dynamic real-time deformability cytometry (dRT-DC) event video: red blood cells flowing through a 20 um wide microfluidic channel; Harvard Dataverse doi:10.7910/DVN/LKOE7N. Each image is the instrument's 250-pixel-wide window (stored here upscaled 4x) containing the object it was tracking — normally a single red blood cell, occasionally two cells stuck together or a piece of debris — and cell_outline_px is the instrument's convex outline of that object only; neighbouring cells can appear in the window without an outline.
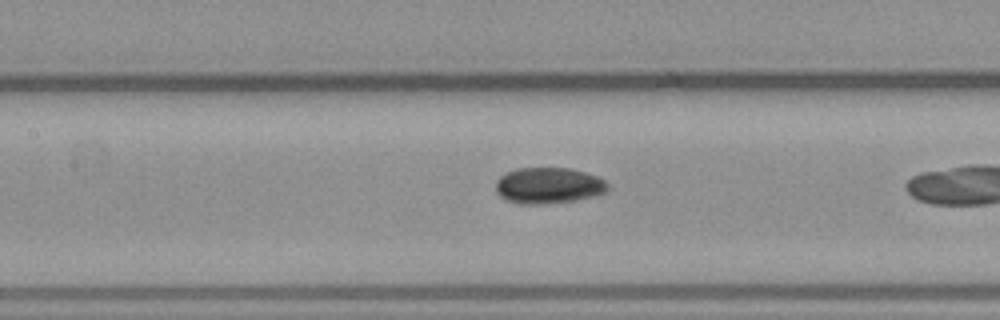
{"species": "common noctule bat (a hibernating species)", "species_latin": "Nyctalus noctula", "temperature_condition": "warm", "stored_images_in_passage": 16, "camera_frame_rate_fps": 3000, "um_per_image_px": 0.085, "animal": {"sex": "male", "body_mass_g": 23.1, "forearm_length_mm": 52.7}, "frame": {"image": 1, "passage_image": 12, "time_ms": 3.667, "image_size_px": [1000, 320], "cell_outline_px": [[608, 188], [604, 192], [592, 196], [576, 200], [544, 204], [520, 204], [504, 200], [496, 192], [496, 180], [500, 176], [516, 168], [568, 168], [584, 172], [596, 176], [604, 180], [608, 184]], "centroid_in_image_um": [46.57, 15.78], "position_along_channel_um": 160.8, "area_um2": 23.52}}